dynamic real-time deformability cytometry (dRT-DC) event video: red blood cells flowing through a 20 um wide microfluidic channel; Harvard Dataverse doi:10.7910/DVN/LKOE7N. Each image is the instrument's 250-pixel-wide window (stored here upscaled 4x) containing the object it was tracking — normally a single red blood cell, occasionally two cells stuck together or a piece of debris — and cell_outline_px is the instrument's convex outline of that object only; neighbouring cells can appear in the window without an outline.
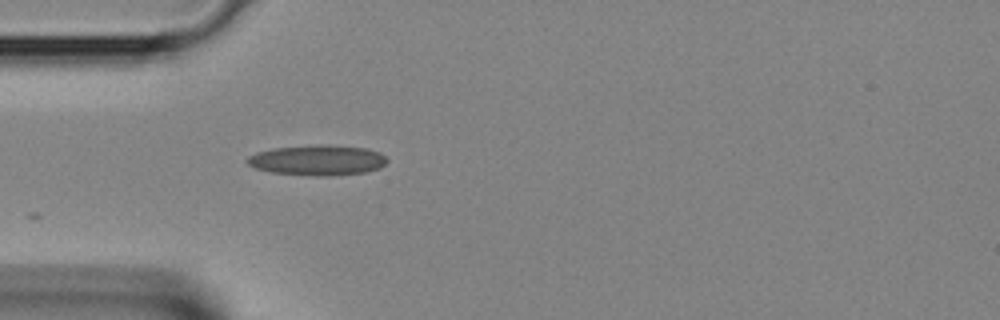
{"species": "Egyptian fruit bat (a non-hibernating species)", "species_latin": "Rousettus aegyptiacus", "temperature_condition": "room temperature", "stored_images_in_passage": 22, "camera_frame_rate_fps": 3000, "um_per_image_px": 0.085, "animal": {"sex": "female"}, "frame": {"image": 1, "passage_image": 1, "time_ms": 0.0, "image_size_px": [1000, 320], "cell_outline_px": [[388, 160], [380, 168], [364, 172], [328, 176], [324, 176], [272, 172], [256, 168], [248, 164], [244, 160], [248, 156], [256, 152], [272, 148], [320, 144], [328, 144], [368, 148], [380, 152]], "centroid_in_image_um": [26.99, 13.59], "position_along_channel_um": 58.0, "area_um2": 24.8}}
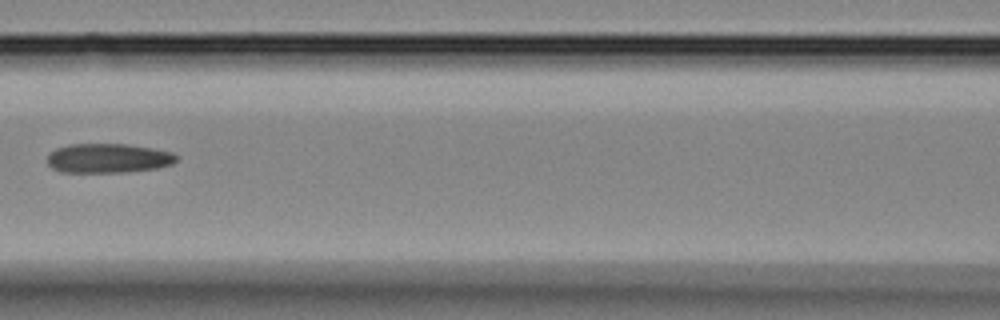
{"frame": {"image": 2, "passage_image": 7, "time_ms": 2.0, "image_size_px": [1000, 320], "cell_outline_px": [[176, 160], [172, 164], [156, 168], [124, 172], [60, 172], [52, 168], [48, 164], [48, 152], [56, 148], [68, 144], [128, 144], [152, 148], [172, 152], [176, 156]], "centroid_in_image_um": [9.15, 13.44], "position_along_channel_um": 157.4, "area_um2": 22.14}}
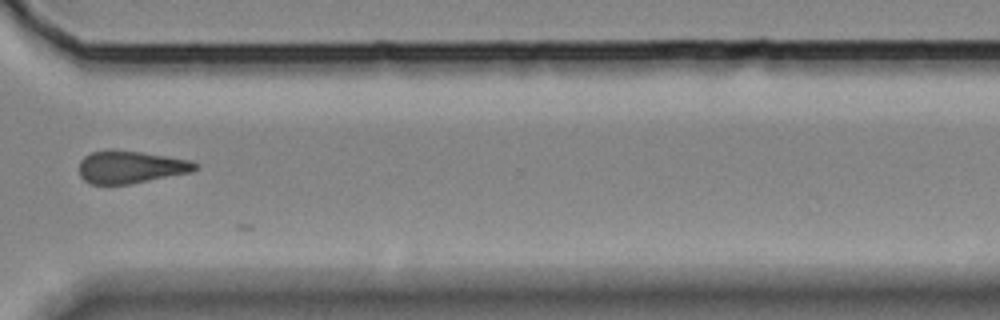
{"frame": {"image": 3, "passage_image": 19, "time_ms": 6.0, "image_size_px": [1000, 320], "cell_outline_px": [[200, 164], [192, 172], [128, 184], [88, 184], [80, 176], [80, 160], [84, 156], [92, 152], [140, 152], [192, 160]], "centroid_in_image_um": [11.14, 14.23], "position_along_channel_um": 359.5, "area_um2": 21.44}}